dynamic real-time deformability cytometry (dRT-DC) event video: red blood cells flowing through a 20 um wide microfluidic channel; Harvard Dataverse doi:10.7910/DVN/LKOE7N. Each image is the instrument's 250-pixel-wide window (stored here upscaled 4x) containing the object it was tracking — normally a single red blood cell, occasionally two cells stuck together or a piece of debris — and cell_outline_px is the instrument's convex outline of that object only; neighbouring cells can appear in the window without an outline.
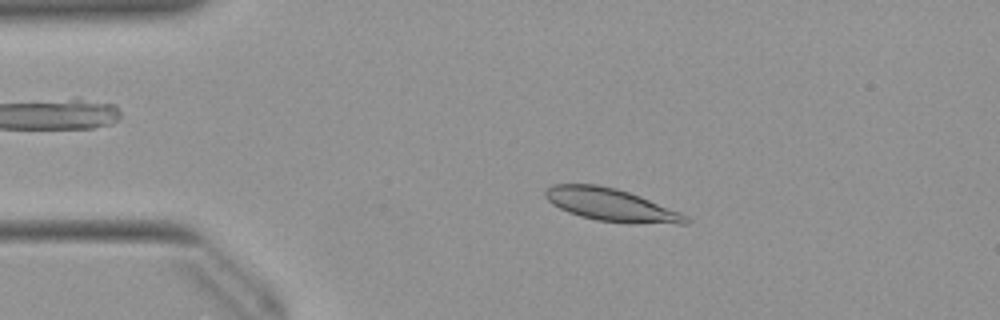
{"species": "Egyptian fruit bat (a non-hibernating species)", "species_latin": "Rousettus aegyptiacus", "temperature_condition": "warm", "stored_images_in_passage": 50, "camera_frame_rate_fps": 3000, "um_per_image_px": 0.085, "animal": {"sex": "female"}, "frame": {"image": 1, "passage_image": 9, "time_ms": 2.667, "image_size_px": [1000, 320], "cell_outline_px": [[692, 220], [688, 224], [628, 224], [596, 220], [580, 216], [568, 212], [552, 204], [544, 196], [544, 192], [552, 184], [596, 184], [616, 188], [640, 196], [680, 212], [688, 216]], "centroid_in_image_um": [51.98, 17.43], "position_along_channel_um": 33.0, "area_um2": 27.05}}
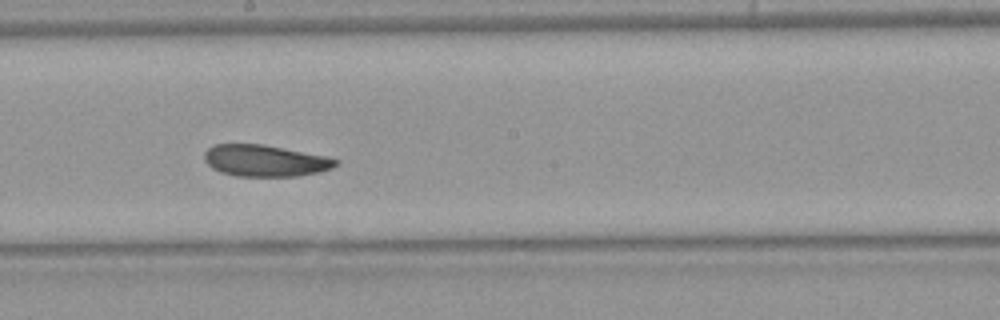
{"frame": {"image": 2, "passage_image": 27, "time_ms": 8.667, "image_size_px": [1000, 320], "cell_outline_px": [[340, 160], [332, 168], [320, 172], [296, 176], [236, 176], [220, 172], [212, 168], [204, 160], [204, 152], [208, 148], [216, 144], [264, 144], [324, 156]], "centroid_in_image_um": [22.51, 13.66], "position_along_channel_um": 225.7, "area_um2": 24.1}}
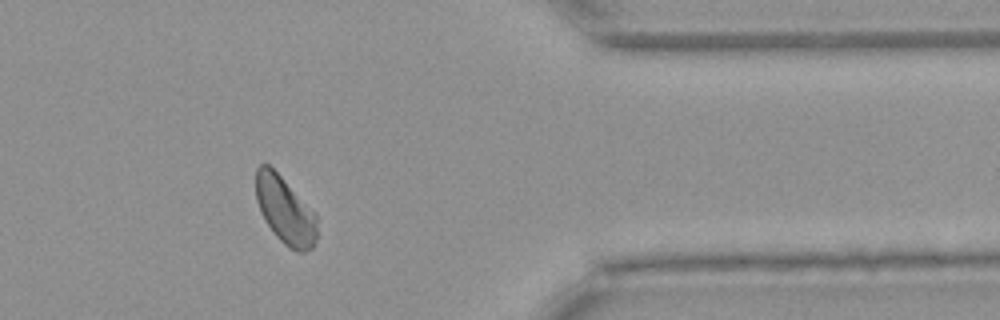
{"frame": {"image": 3, "passage_image": 41, "time_ms": 13.333, "image_size_px": [1000, 320], "cell_outline_px": [[316, 240], [312, 248], [304, 252], [296, 252], [288, 248], [276, 236], [264, 220], [260, 212], [256, 200], [256, 168], [260, 164], [268, 164], [316, 212]], "centroid_in_image_um": [24.23, 17.9], "position_along_channel_um": 387.2, "area_um2": 23.99}, "authors_computed_cell_mechanics": {"area_um2": 25.1719, "velocity_mm_per_s": 3.9203, "shape_relaxation_time_tau1_ms": 5.078, "shape_relaxation_time_tau2_ms": 3.2826, "deformation_change_tau1": 0.1222, "deformation_change_tau2": 0.0699}}